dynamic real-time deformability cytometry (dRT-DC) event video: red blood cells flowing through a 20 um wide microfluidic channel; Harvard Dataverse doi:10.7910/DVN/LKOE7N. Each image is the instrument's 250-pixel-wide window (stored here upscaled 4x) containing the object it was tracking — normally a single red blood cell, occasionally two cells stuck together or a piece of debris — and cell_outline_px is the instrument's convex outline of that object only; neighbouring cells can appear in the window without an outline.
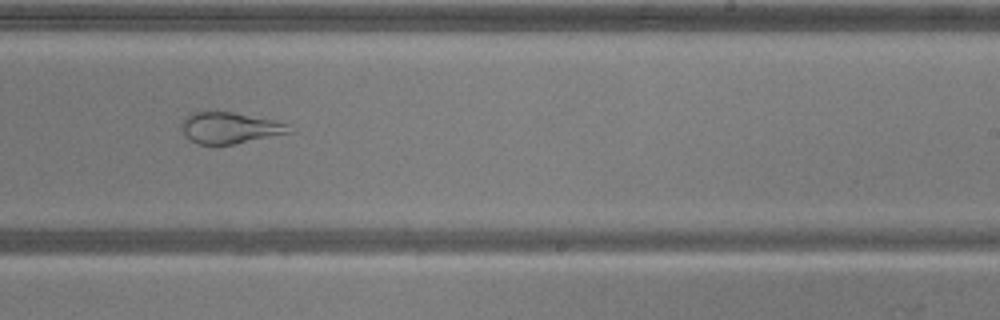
{"species": "common noctule bat (a hibernating species)", "species_latin": "Nyctalus noctula", "temperature_condition": "warm", "stored_images_in_passage": 54, "camera_frame_rate_fps": 3000, "um_per_image_px": 0.085, "animal": {"sex": "male", "body_mass_g": 20.5, "forearm_length_mm": 52.5}, "frame": {"image": 1, "passage_image": 33, "time_ms": 10.667, "image_size_px": [1000, 320], "cell_outline_px": [[292, 132], [232, 144], [196, 144], [188, 140], [184, 136], [180, 128], [180, 124], [184, 116], [192, 112], [208, 108], [232, 112], [272, 120], [288, 124]], "centroid_in_image_um": [19.38, 10.83], "position_along_channel_um": 269.6, "area_um2": 20.11}}
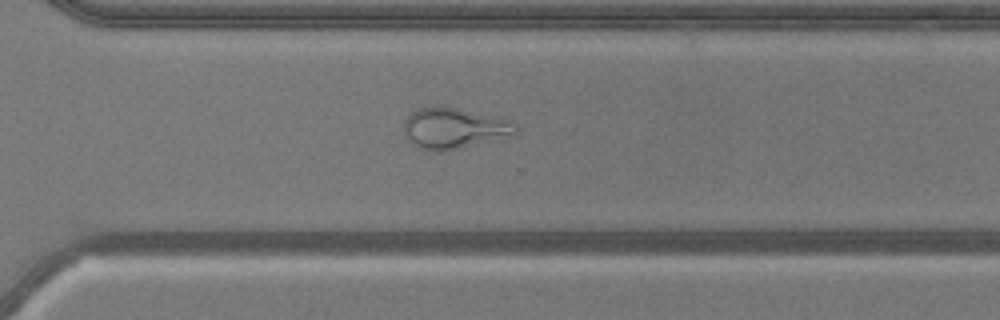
{"frame": {"image": 2, "passage_image": 38, "time_ms": 12.333, "image_size_px": [1000, 320], "cell_outline_px": [[520, 128], [512, 136], [456, 148], [416, 148], [408, 140], [404, 132], [404, 120], [408, 112], [416, 108], [436, 104], [444, 104], [500, 116]], "centroid_in_image_um": [38.57, 10.8], "position_along_channel_um": 332.0, "area_um2": 26.93}}
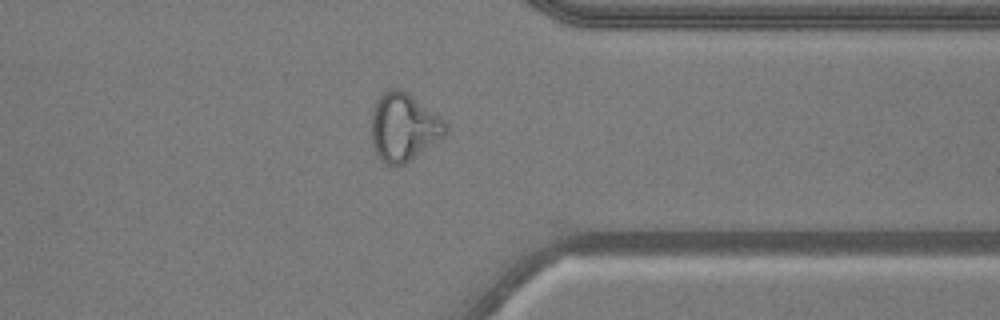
{"frame": {"image": 3, "passage_image": 42, "time_ms": 13.667, "image_size_px": [1000, 320], "cell_outline_px": [[448, 132], [444, 136], [404, 164], [396, 168], [380, 160], [376, 156], [372, 144], [372, 108], [376, 100], [384, 92], [392, 88], [400, 88], [440, 116], [448, 124]], "centroid_in_image_um": [34.3, 10.83], "position_along_channel_um": 377.1, "area_um2": 29.42}, "authors_computed_cell_mechanics": {"area_um2": 29.7092, "velocity_mm_per_s": 3.7748, "shape_relaxation_time_tau1_ms": null, "shape_relaxation_time_tau2_ms": 0.8793, "deformation_change_tau1": null, "deformation_change_tau2": 0.0803}}